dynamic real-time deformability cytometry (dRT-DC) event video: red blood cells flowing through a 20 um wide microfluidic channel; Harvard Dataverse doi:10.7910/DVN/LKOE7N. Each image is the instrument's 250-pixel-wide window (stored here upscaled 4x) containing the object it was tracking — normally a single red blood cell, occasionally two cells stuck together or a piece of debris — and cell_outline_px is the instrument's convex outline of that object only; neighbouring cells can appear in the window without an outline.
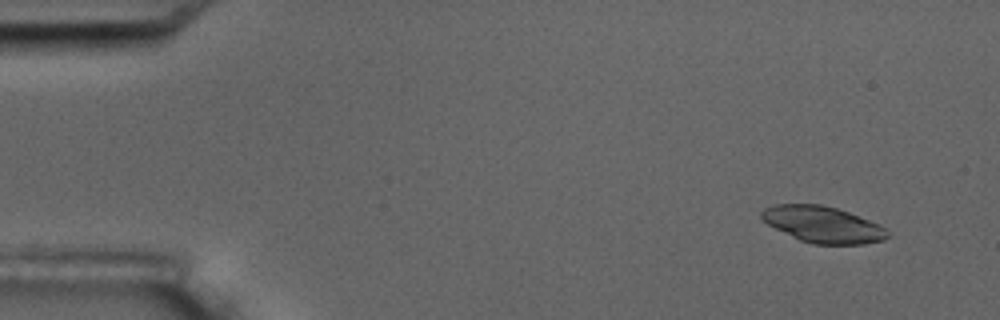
{"species": "common noctule bat (a hibernating species)", "species_latin": "Nyctalus noctula", "temperature_condition": "room temperature", "stored_images_in_passage": 4, "camera_frame_rate_fps": 3000, "um_per_image_px": 0.085, "animal": {"sex": "male", "body_mass_g": 17.5, "forearm_length_mm": 52.3}, "frame": {"image": 1, "passage_image": 1, "time_ms": 0.0, "image_size_px": [1000, 320], "cell_outline_px": [[892, 236], [884, 240], [864, 244], [812, 244], [800, 240], [768, 224], [760, 216], [760, 212], [764, 208], [776, 204], [820, 204], [836, 208], [848, 212], [868, 220], [884, 228]], "centroid_in_image_um": [69.94, 19.08], "position_along_channel_um": 15.1, "area_um2": 26.41}}
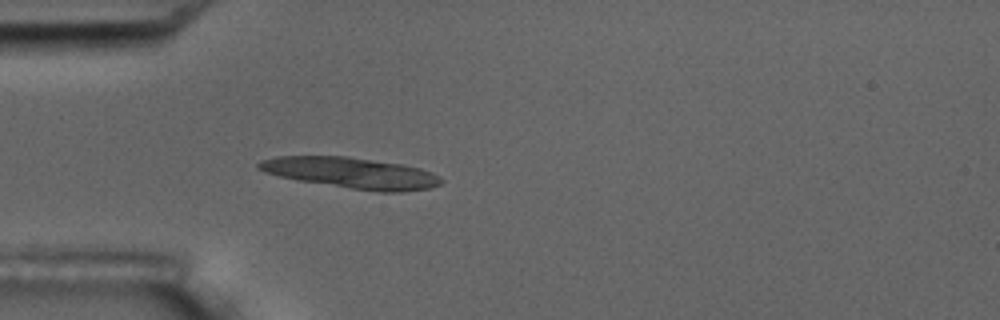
{"frame": {"image": 2, "passage_image": 4, "time_ms": 4.0, "image_size_px": [1000, 320], "cell_outline_px": [[444, 180], [440, 184], [432, 188], [400, 192], [380, 192], [352, 188], [300, 180], [280, 176], [264, 172], [256, 168], [256, 164], [260, 160], [276, 156], [348, 156], [404, 164], [420, 168], [432, 172], [440, 176]], "centroid_in_image_um": [29.89, 14.68], "position_along_channel_um": 55.1, "area_um2": 32.95}}